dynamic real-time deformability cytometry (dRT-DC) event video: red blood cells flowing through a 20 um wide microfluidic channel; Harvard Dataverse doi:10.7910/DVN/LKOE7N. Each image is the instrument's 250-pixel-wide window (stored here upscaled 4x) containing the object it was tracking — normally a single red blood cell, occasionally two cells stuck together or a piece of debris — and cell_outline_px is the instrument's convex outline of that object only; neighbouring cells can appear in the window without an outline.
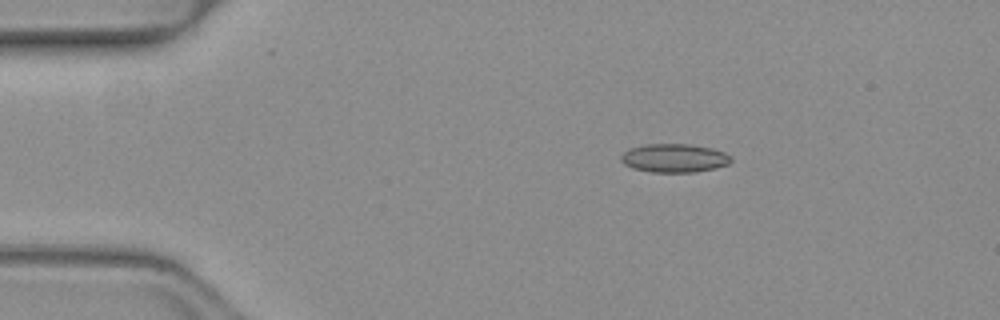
{"species": "common noctule bat (a hibernating species)", "species_latin": "Nyctalus noctula", "temperature_condition": "warm", "stored_images_in_passage": 43, "camera_frame_rate_fps": 3000, "um_per_image_px": 0.085, "animal": {"sex": "female", "body_mass_g": 19.3, "forearm_length_mm": 54.1}, "frame": {"image": 1, "passage_image": 1, "time_ms": 0.0, "image_size_px": [1000, 320], "cell_outline_px": [[732, 160], [728, 164], [716, 168], [696, 172], [652, 172], [632, 168], [624, 164], [620, 160], [620, 156], [628, 148], [644, 144], [688, 144], [712, 148], [724, 152], [732, 156]], "centroid_in_image_um": [57.3, 13.43], "position_along_channel_um": 27.7, "area_um2": 18.5}}
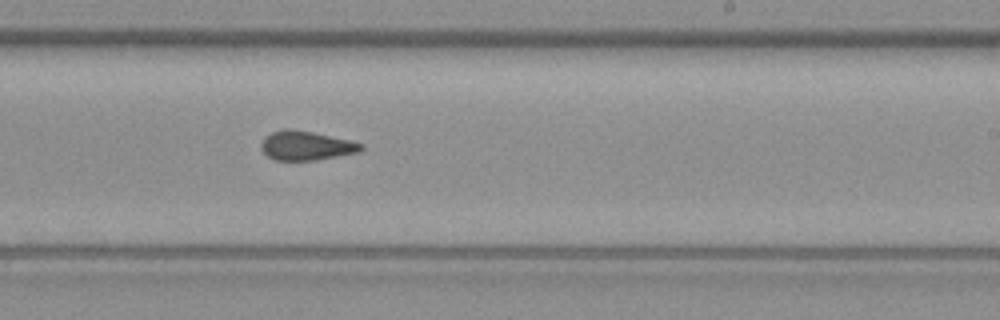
{"frame": {"image": 2, "passage_image": 23, "time_ms": 7.333, "image_size_px": [1000, 320], "cell_outline_px": [[364, 148], [360, 152], [316, 160], [272, 160], [260, 148], [260, 144], [272, 132], [284, 128], [292, 128], [312, 132], [348, 140], [364, 144]], "centroid_in_image_um": [26.03, 12.38], "position_along_channel_um": 263.0, "area_um2": 16.94}}
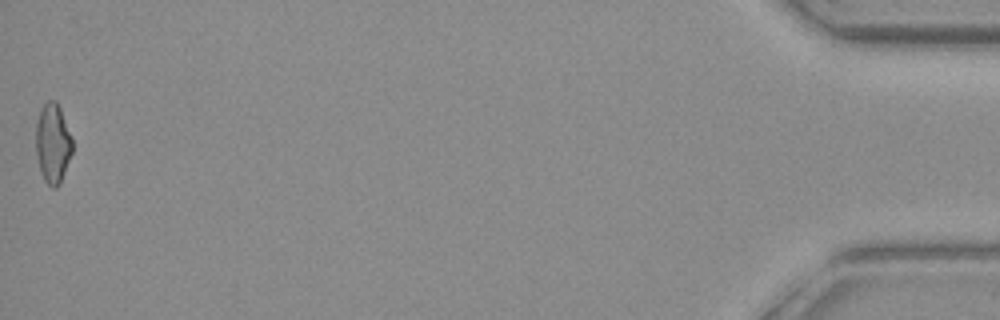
{"frame": {"image": 3, "passage_image": 43, "time_ms": 14.0, "image_size_px": [1000, 320], "cell_outline_px": [[72, 152], [60, 184], [56, 188], [52, 188], [44, 180], [40, 172], [36, 152], [36, 124], [40, 112], [44, 104], [48, 100], [56, 100], [60, 108], [72, 136]], "centroid_in_image_um": [4.49, 12.2], "position_along_channel_um": 430.7, "area_um2": 16.94}, "authors_computed_cell_mechanics": {"area_um2": 17.1088, "velocity_mm_per_s": 4.0564, "shape_relaxation_time_tau1_ms": null, "shape_relaxation_time_tau2_ms": 1.7992, "deformation_change_tau1": null, "deformation_change_tau2": 0.0894}}